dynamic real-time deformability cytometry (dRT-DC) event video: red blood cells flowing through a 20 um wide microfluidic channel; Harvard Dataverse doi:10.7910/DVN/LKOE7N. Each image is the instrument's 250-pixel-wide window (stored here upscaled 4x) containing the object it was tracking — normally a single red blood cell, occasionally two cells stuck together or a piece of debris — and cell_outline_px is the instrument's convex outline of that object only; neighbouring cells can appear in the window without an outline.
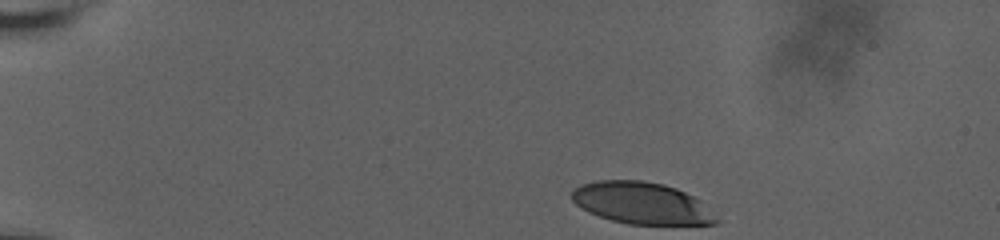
{"species": "human", "species_latin": "Homo sapiens", "temperature_condition": "room temperature", "stored_images_in_passage": 27, "camera_frame_rate_fps": 3000, "um_per_image_px": 0.085, "donor": {"sex": "male"}, "frame": {"image": 1, "passage_image": 1, "time_ms": 0.0, "image_size_px": [1000, 240], "cell_outline_px": [[720, 220], [716, 224], [628, 224], [612, 220], [588, 212], [576, 204], [572, 200], [572, 188], [580, 184], [596, 180], [644, 180], [664, 184], [676, 188], [700, 200]], "centroid_in_image_um": [54.52, 17.25], "position_along_channel_um": 30.5, "area_um2": 35.2}}
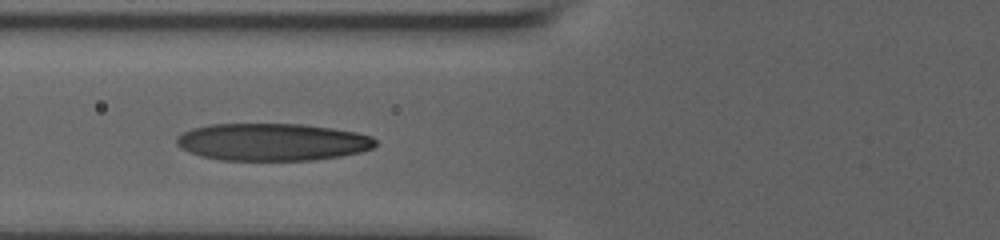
{"frame": {"image": 2, "passage_image": 19, "time_ms": 4.667, "image_size_px": [1000, 240], "cell_outline_px": [[376, 144], [372, 148], [360, 152], [340, 156], [312, 160], [220, 160], [200, 156], [180, 148], [176, 144], [176, 136], [192, 128], [208, 124], [300, 124], [332, 128], [356, 132], [372, 136], [376, 140]], "centroid_in_image_um": [23.12, 12.07], "position_along_channel_um": 102.7, "area_um2": 43.41}}
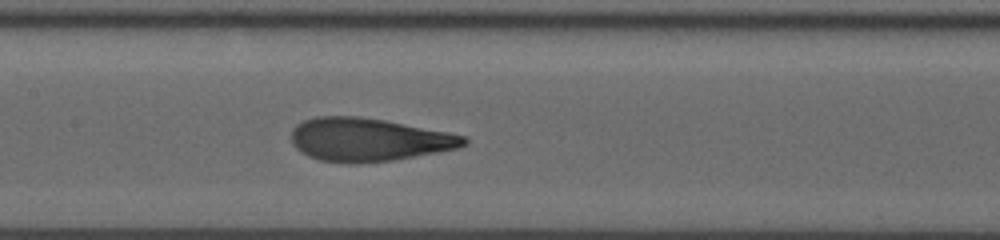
{"frame": {"image": 3, "passage_image": 27, "time_ms": 6.667, "image_size_px": [1000, 240], "cell_outline_px": [[468, 144], [460, 148], [392, 160], [356, 164], [348, 164], [320, 160], [308, 156], [296, 148], [292, 144], [292, 128], [296, 124], [304, 120], [316, 116], [360, 116], [384, 120], [448, 132], [468, 136]], "centroid_in_image_um": [31.33, 11.87], "position_along_channel_um": 176.1, "area_um2": 43.7}}